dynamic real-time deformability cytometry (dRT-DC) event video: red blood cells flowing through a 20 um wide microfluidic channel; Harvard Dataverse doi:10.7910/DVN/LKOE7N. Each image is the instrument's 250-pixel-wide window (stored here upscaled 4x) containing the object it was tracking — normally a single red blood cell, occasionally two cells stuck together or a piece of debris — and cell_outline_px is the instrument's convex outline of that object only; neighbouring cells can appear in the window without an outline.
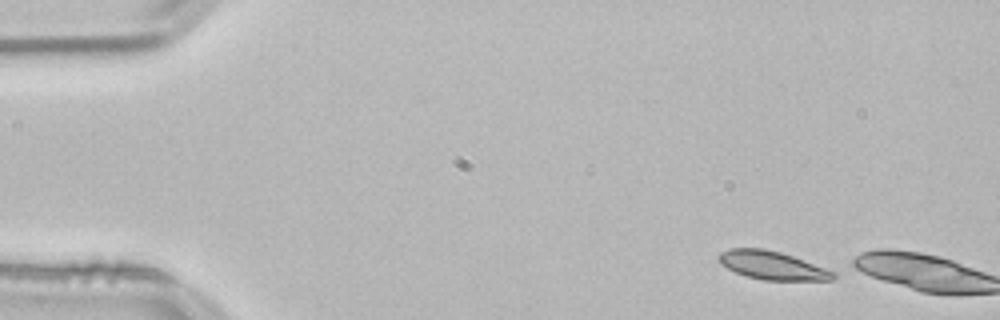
{"species": "common noctule bat (a hibernating species)", "species_latin": "Nyctalus noctula", "temperature_condition": "room temperature", "stored_images_in_passage": 3, "camera_frame_rate_fps": 3000, "um_per_image_px": 0.085, "animal": {"sex": "male", "body_mass_g": 21.5, "forearm_length_mm": 52.0}, "frame": {"image": 1, "passage_image": 1, "time_ms": 0.0, "image_size_px": [1000, 320], "cell_outline_px": [[836, 276], [832, 280], [764, 280], [748, 276], [736, 272], [720, 264], [716, 256], [720, 252], [728, 248], [764, 248], [780, 252], [792, 256], [836, 272]], "centroid_in_image_um": [65.6, 22.55], "position_along_channel_um": 19.4, "area_um2": 18.84}}